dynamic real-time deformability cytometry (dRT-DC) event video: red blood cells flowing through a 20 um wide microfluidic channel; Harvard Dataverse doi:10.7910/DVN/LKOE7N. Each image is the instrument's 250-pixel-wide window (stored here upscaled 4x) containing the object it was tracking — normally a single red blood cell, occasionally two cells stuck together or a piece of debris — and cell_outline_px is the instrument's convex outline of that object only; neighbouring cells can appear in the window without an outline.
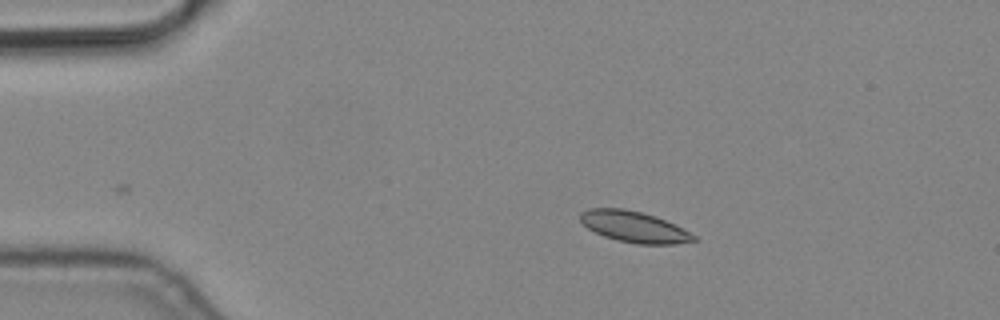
{"species": "common noctule bat (a hibernating species)", "species_latin": "Nyctalus noctula", "temperature_condition": "cold", "stored_images_in_passage": 3, "camera_frame_rate_fps": 3000, "um_per_image_px": 0.085, "animal": {"sex": "male", "body_mass_g": 19.2, "forearm_length_mm": 51.8}, "frame": {"image": 1, "passage_image": 3, "time_ms": 0.667, "image_size_px": [1000, 320], "cell_outline_px": [[696, 240], [676, 244], [636, 244], [616, 240], [604, 236], [588, 228], [580, 220], [580, 212], [588, 208], [624, 208], [656, 216], [696, 236]], "centroid_in_image_um": [53.85, 19.27], "position_along_channel_um": 31.1, "area_um2": 20.29}}